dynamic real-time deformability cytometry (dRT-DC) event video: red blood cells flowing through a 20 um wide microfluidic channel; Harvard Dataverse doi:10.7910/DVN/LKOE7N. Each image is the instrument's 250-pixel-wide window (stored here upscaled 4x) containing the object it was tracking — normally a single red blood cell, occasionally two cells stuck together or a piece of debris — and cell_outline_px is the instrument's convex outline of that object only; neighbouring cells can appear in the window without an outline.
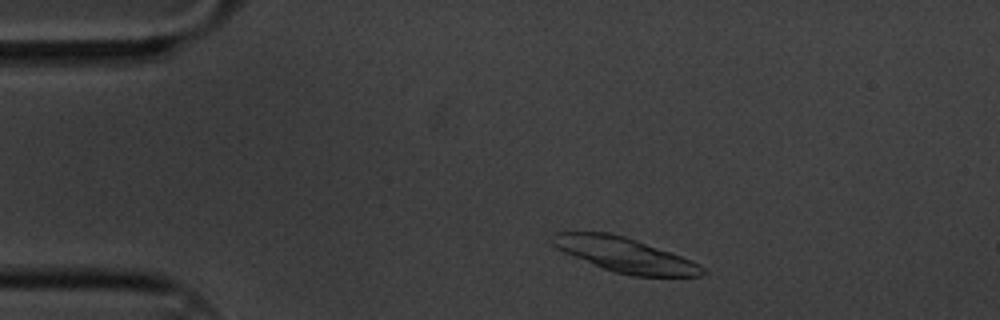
{"species": "common noctule bat (a hibernating species)", "species_latin": "Nyctalus noctula", "temperature_condition": "cold", "stored_images_in_passage": 4, "camera_frame_rate_fps": 3000, "um_per_image_px": 0.085, "animal": {"sex": "male", "body_mass_g": 20.1, "forearm_length_mm": 53.5}, "frame": {"image": 1, "passage_image": 1, "time_ms": 0.0, "image_size_px": [1000, 320], "cell_outline_px": [[708, 272], [700, 276], [632, 276], [616, 272], [604, 268], [564, 252], [556, 248], [552, 244], [552, 236], [556, 232], [608, 232], [624, 236], [636, 240], [692, 260], [700, 264]], "centroid_in_image_um": [53.14, 21.66], "position_along_channel_um": 31.9, "area_um2": 29.82}}